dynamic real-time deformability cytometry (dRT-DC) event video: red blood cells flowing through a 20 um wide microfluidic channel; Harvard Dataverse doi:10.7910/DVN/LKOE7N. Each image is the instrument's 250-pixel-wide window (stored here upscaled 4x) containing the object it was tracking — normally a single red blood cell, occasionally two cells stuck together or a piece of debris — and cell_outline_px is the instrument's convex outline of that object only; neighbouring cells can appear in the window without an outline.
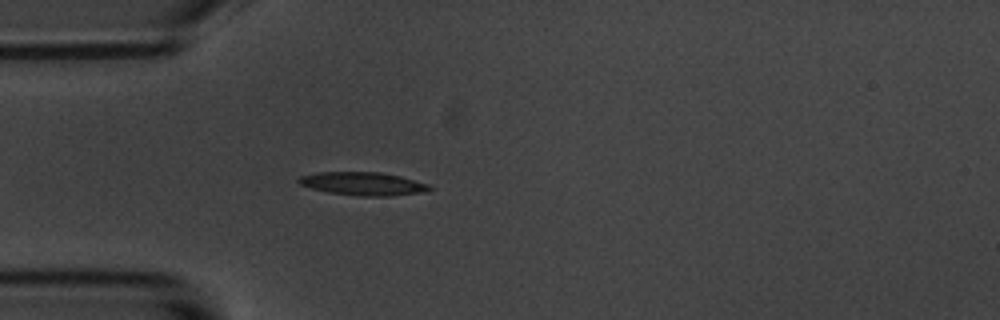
{"species": "common noctule bat (a hibernating species)", "species_latin": "Nyctalus noctula", "temperature_condition": "room temperature", "stored_images_in_passage": 1, "camera_frame_rate_fps": 3000, "um_per_image_px": 0.085, "animal": {"sex": "male", "body_mass_g": 20.1, "forearm_length_mm": 53.5}, "frame": {"image": 1, "passage_image": 1, "time_ms": 0.0, "image_size_px": [1000, 320], "cell_outline_px": [[432, 188], [424, 192], [388, 196], [356, 196], [328, 192], [312, 188], [300, 184], [296, 180], [300, 176], [320, 172], [380, 172], [400, 176], [428, 184]], "centroid_in_image_um": [30.84, 15.62], "position_along_channel_um": 54.2, "area_um2": 17.57}}